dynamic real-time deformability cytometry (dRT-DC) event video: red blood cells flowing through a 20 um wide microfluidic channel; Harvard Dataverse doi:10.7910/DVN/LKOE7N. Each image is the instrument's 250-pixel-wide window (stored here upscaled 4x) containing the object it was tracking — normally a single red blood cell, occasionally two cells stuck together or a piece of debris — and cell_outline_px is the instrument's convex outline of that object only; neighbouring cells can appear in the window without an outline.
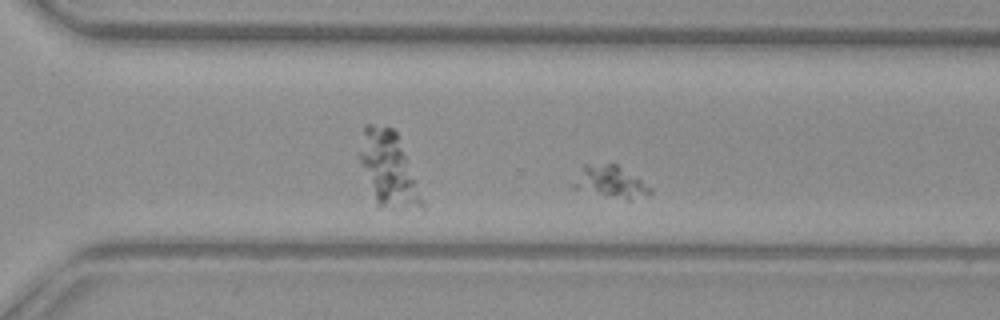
{"species": "common noctule bat (a hibernating species)", "species_latin": "Nyctalus noctula", "temperature_condition": "warm", "stored_images_in_passage": 29, "camera_frame_rate_fps": 3000, "um_per_image_px": 0.085, "animal": {"sex": "female", "body_mass_g": 29.2, "forearm_length_mm": 56.3}, "frame": {"image": 1, "passage_image": 24, "time_ms": 7.667, "image_size_px": [1000, 320], "cell_outline_px": [[652, 192], [628, 200], [572, 188], [568, 184], [584, 164], [616, 164], [652, 188]], "centroid_in_image_um": [51.78, 15.44], "position_along_channel_um": 318.8, "area_um2": 14.05}}